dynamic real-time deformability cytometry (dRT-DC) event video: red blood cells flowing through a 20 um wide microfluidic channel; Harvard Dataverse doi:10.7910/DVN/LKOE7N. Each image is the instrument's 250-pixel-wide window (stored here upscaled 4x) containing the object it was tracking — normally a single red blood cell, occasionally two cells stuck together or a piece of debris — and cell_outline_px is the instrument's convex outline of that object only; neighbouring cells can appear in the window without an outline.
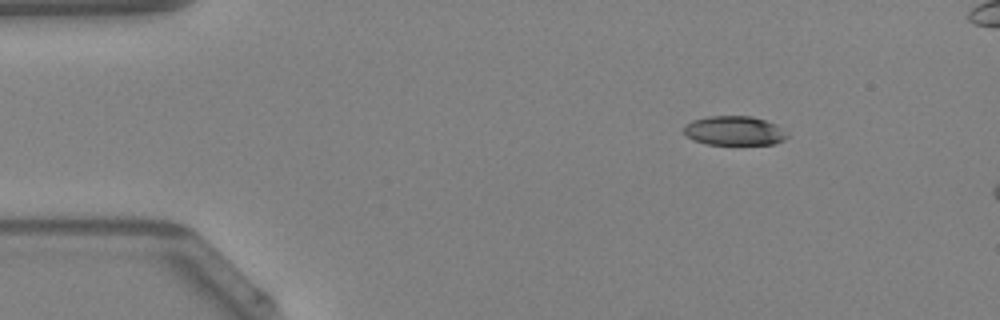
{"species": "Egyptian fruit bat (a non-hibernating species)", "species_latin": "Rousettus aegyptiacus", "temperature_condition": "warm", "stored_images_in_passage": 6, "camera_frame_rate_fps": 3000, "um_per_image_px": 0.085, "animal": {"sex": "female"}, "frame": {"image": 1, "passage_image": 1, "time_ms": 0.0, "image_size_px": [1000, 320], "cell_outline_px": [[788, 136], [784, 140], [772, 144], [708, 144], [692, 140], [684, 132], [684, 128], [692, 120], [708, 116], [752, 116], [776, 124]], "centroid_in_image_um": [62.4, 11.11], "position_along_channel_um": 22.6, "area_um2": 17.4}}